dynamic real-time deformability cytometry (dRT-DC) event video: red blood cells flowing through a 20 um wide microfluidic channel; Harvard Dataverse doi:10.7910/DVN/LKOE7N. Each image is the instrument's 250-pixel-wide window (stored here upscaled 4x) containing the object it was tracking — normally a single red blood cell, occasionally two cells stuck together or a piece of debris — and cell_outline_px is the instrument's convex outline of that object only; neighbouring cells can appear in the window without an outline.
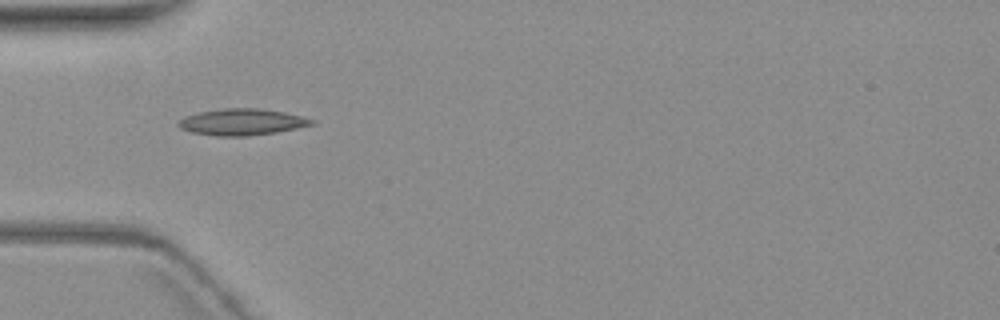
{"species": "common noctule bat (a hibernating species)", "species_latin": "Nyctalus noctula", "temperature_condition": "warm", "stored_images_in_passage": 2, "camera_frame_rate_fps": 3000, "um_per_image_px": 0.085, "animal": {"sex": "female", "body_mass_g": 19.3, "forearm_length_mm": 54.1}, "frame": {"image": 1, "passage_image": 1, "time_ms": 0.0, "image_size_px": [1000, 320], "cell_outline_px": [[316, 124], [276, 132], [248, 136], [216, 136], [192, 132], [180, 128], [176, 124], [184, 116], [200, 112], [224, 108], [260, 108], [284, 112], [304, 116], [316, 120]], "centroid_in_image_um": [20.6, 10.37], "position_along_channel_um": 64.4, "area_um2": 20.63}}
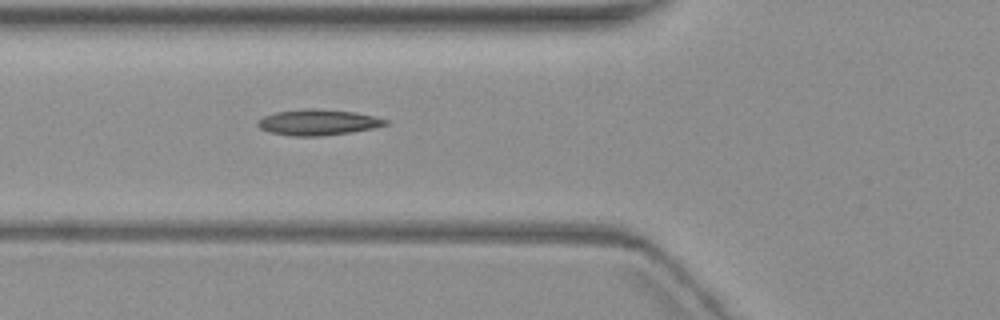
{"frame": {"image": 2, "passage_image": 2, "time_ms": 1.0, "image_size_px": [1000, 320], "cell_outline_px": [[388, 124], [376, 128], [320, 136], [292, 136], [268, 132], [260, 128], [256, 124], [256, 120], [264, 116], [276, 112], [308, 108], [320, 108], [356, 112], [376, 116], [388, 120]], "centroid_in_image_um": [27.03, 10.39], "position_along_channel_um": 98.8, "area_um2": 19.42}}